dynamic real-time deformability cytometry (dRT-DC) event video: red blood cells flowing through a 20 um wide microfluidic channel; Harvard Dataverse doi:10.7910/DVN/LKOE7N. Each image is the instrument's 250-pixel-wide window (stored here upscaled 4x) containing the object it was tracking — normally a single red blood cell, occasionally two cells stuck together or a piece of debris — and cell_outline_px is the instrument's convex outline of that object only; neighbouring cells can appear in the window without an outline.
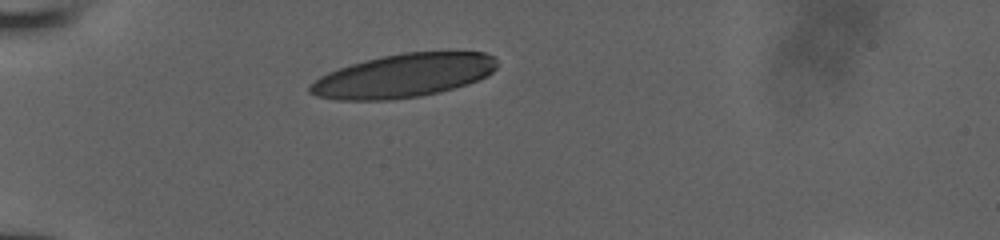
{"species": "human", "species_latin": "Homo sapiens", "temperature_condition": "room temperature", "stored_images_in_passage": 29, "camera_frame_rate_fps": 3000, "um_per_image_px": 0.085, "donor": {"sex": "male"}, "frame": {"image": 1, "passage_image": 1, "time_ms": 0.0, "image_size_px": [1000, 240], "cell_outline_px": [[496, 68], [488, 76], [440, 92], [420, 96], [388, 100], [336, 100], [316, 96], [308, 92], [308, 84], [320, 76], [328, 72], [364, 60], [404, 52], [448, 48], [484, 52], [496, 56]], "centroid_in_image_um": [34.35, 6.38], "position_along_channel_um": 50.6, "area_um2": 48.55}}
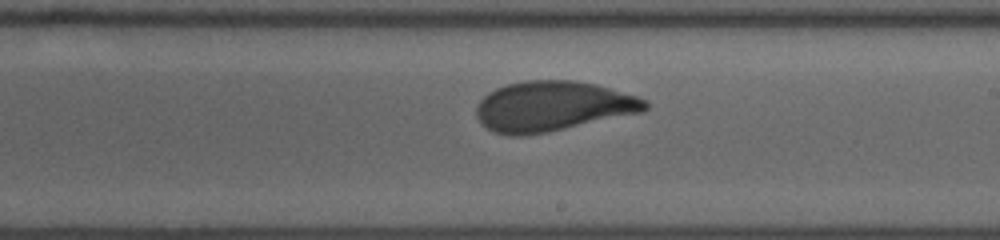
{"frame": {"image": 2, "passage_image": 17, "time_ms": 5.333, "image_size_px": [1000, 240], "cell_outline_px": [[648, 108], [644, 112], [548, 132], [520, 136], [512, 136], [496, 132], [488, 128], [476, 116], [476, 104], [488, 92], [496, 88], [508, 84], [524, 80], [572, 80], [596, 84], [636, 96], [648, 100]], "centroid_in_image_um": [46.99, 9.03], "position_along_channel_um": 242.0, "area_um2": 49.25}}
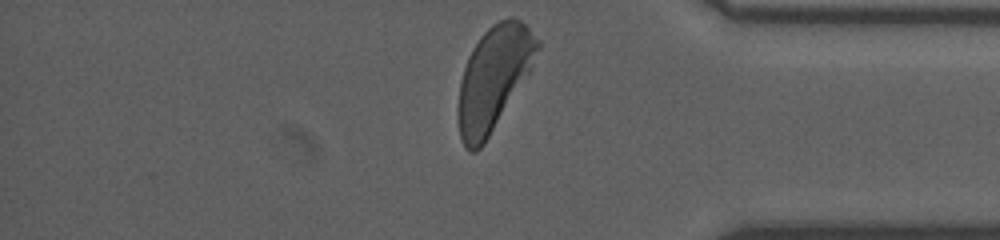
{"frame": {"image": 3, "passage_image": 29, "time_ms": 9.333, "image_size_px": [1000, 240], "cell_outline_px": [[540, 48], [532, 68], [484, 144], [476, 152], [468, 152], [460, 136], [460, 80], [468, 56], [472, 48], [480, 36], [492, 24], [508, 16], [512, 16], [528, 24], [540, 40]], "centroid_in_image_um": [42.02, 6.57], "position_along_channel_um": 393.2, "area_um2": 47.45}}